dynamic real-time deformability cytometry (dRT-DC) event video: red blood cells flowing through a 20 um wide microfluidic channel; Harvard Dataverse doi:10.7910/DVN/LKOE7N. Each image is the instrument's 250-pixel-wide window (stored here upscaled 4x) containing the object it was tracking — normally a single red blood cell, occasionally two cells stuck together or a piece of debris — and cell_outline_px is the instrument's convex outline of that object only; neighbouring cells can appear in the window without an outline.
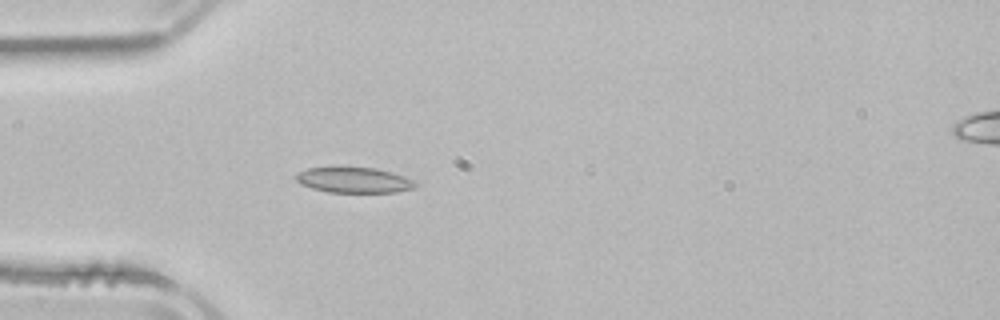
{"species": "common noctule bat (a hibernating species)", "species_latin": "Nyctalus noctula", "temperature_condition": "room temperature", "stored_images_in_passage": 4, "camera_frame_rate_fps": 3000, "um_per_image_px": 0.085, "animal": {"sex": "male", "body_mass_g": 21.5, "forearm_length_mm": 52.0}, "frame": {"image": 1, "passage_image": 3, "time_ms": 2.667, "image_size_px": [1000, 320], "cell_outline_px": [[420, 180], [416, 188], [396, 192], [328, 192], [312, 188], [300, 184], [296, 180], [296, 172], [308, 168], [332, 164], [336, 164], [376, 168], [392, 172]], "centroid_in_image_um": [30.11, 15.25], "position_along_channel_um": 54.9, "area_um2": 18.96}}